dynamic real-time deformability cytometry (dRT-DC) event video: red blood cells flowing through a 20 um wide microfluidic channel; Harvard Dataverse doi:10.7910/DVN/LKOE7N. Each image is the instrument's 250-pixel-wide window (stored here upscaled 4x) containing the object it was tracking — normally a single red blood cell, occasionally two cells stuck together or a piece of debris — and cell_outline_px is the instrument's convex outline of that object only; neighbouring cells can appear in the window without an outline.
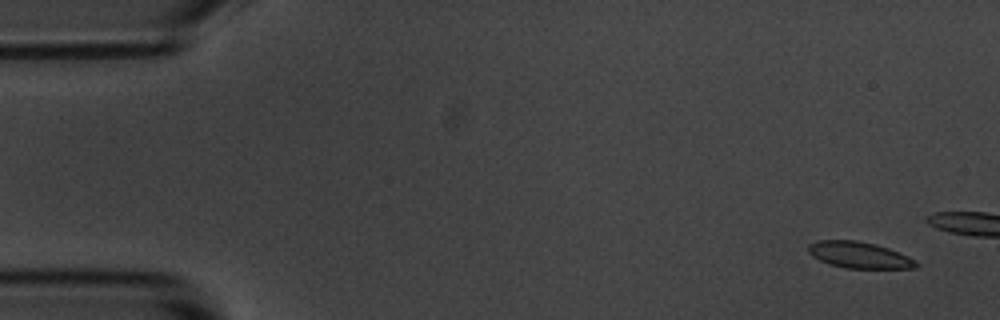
{"species": "common noctule bat (a hibernating species)", "species_latin": "Nyctalus noctula", "temperature_condition": "room temperature", "stored_images_in_passage": 4, "camera_frame_rate_fps": 3000, "um_per_image_px": 0.085, "animal": {"sex": "male", "body_mass_g": 20.1, "forearm_length_mm": 53.5}, "frame": {"image": 1, "passage_image": 1, "time_ms": 0.0, "image_size_px": [1000, 320], "cell_outline_px": [[920, 264], [916, 268], [848, 268], [832, 264], [820, 260], [812, 256], [808, 252], [808, 244], [820, 240], [856, 240], [876, 244], [888, 248], [908, 256], [916, 260]], "centroid_in_image_um": [73.05, 21.67], "position_along_channel_um": 11.9, "area_um2": 16.47}}